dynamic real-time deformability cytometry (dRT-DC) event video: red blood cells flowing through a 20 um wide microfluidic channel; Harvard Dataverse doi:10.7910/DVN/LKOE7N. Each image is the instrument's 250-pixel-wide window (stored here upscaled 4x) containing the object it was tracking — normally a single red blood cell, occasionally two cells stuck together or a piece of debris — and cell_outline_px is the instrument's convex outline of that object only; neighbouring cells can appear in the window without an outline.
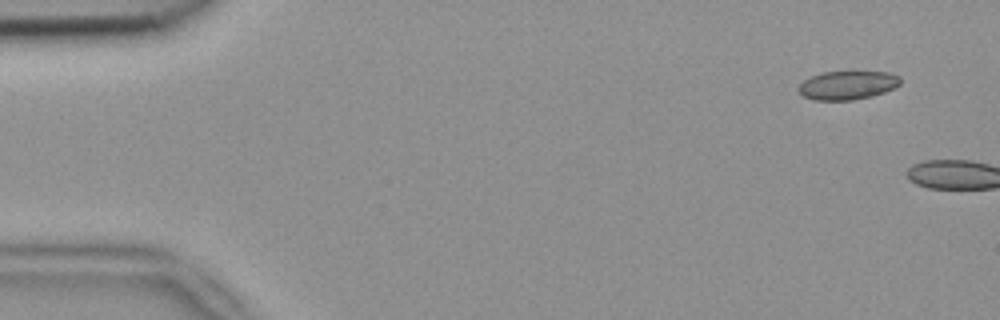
{"species": "common noctule bat (a hibernating species)", "species_latin": "Nyctalus noctula", "temperature_condition": "room temperature", "stored_images_in_passage": 2, "camera_frame_rate_fps": 3000, "um_per_image_px": 0.085, "animal": {"sex": "female", "body_mass_g": 18.4}, "frame": {"image": 1, "passage_image": 1, "time_ms": 0.0, "image_size_px": [1000, 320], "cell_outline_px": [[900, 84], [884, 92], [872, 96], [852, 100], [816, 100], [804, 96], [796, 88], [804, 80], [820, 72], [888, 72], [900, 76]], "centroid_in_image_um": [72.03, 7.24], "position_along_channel_um": 13.0, "area_um2": 16.88}}